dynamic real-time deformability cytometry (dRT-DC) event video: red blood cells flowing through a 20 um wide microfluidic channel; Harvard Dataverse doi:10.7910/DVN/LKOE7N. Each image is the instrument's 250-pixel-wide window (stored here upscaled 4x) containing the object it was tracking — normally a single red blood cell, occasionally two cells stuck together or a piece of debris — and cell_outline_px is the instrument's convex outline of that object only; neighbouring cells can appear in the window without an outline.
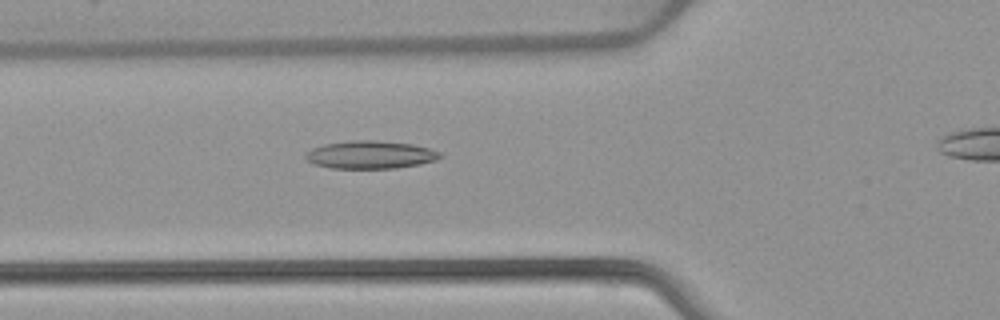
{"species": "common noctule bat (a hibernating species)", "species_latin": "Nyctalus noctula", "temperature_condition": "warm", "stored_images_in_passage": 43, "camera_frame_rate_fps": 3000, "um_per_image_px": 0.085, "animal": {"sex": "female", "body_mass_g": 22.7, "forearm_length_mm": 54.2}, "frame": {"image": 1, "passage_image": 16, "time_ms": 5.0, "image_size_px": [1000, 320], "cell_outline_px": [[444, 156], [436, 160], [420, 164], [396, 168], [332, 168], [312, 164], [304, 156], [312, 148], [324, 144], [348, 140], [376, 140], [412, 144], [432, 148], [440, 152]], "centroid_in_image_um": [31.51, 13.14], "position_along_channel_um": 94.3, "area_um2": 22.02}}
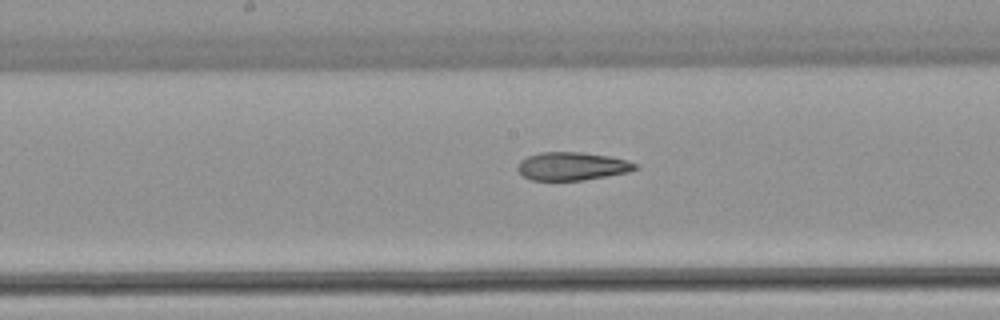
{"frame": {"image": 2, "passage_image": 24, "time_ms": 7.667, "image_size_px": [1000, 320], "cell_outline_px": [[640, 168], [628, 172], [584, 180], [532, 180], [524, 176], [516, 168], [520, 160], [528, 156], [540, 152], [580, 152], [608, 156], [628, 160], [636, 164]], "centroid_in_image_um": [48.63, 14.12], "position_along_channel_um": 199.6, "area_um2": 19.25}}
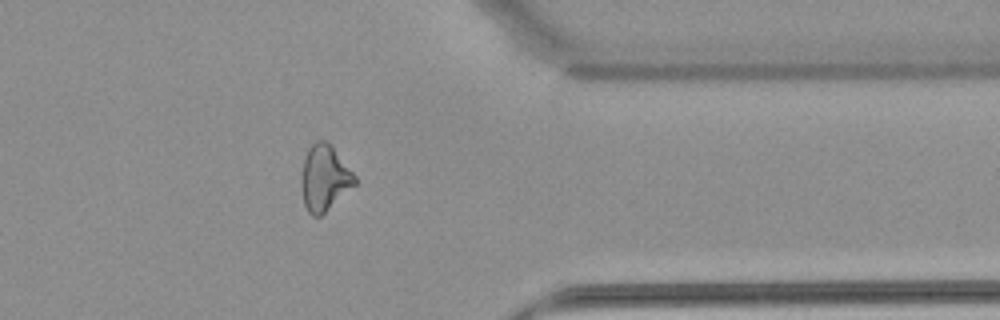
{"frame": {"image": 3, "passage_image": 39, "time_ms": 12.667, "image_size_px": [1000, 320], "cell_outline_px": [[356, 184], [320, 216], [312, 216], [308, 212], [304, 204], [300, 184], [300, 180], [304, 160], [308, 148], [316, 140], [328, 140], [332, 144], [356, 176]], "centroid_in_image_um": [27.57, 15.09], "position_along_channel_um": 383.8, "area_um2": 20.63}, "authors_computed_cell_mechanics": {"area_um2": 20.4034, "velocity_mm_per_s": 3.9211, "shape_relaxation_time_tau1_ms": null, "shape_relaxation_time_tau2_ms": 3.8525, "deformation_change_tau1": null, "deformation_change_tau2": 0.1202}}